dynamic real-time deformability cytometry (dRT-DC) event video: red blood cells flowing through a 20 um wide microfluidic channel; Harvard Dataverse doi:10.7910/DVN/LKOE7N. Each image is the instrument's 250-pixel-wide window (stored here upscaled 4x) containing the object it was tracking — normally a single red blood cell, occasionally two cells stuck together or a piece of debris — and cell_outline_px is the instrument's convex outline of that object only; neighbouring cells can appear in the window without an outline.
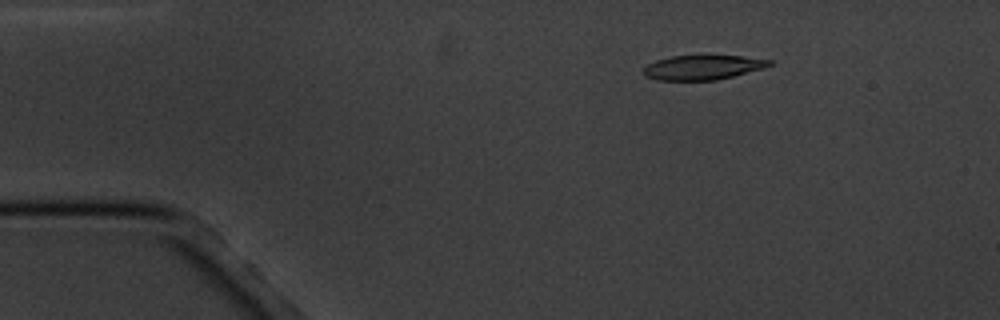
{"species": "common noctule bat (a hibernating species)", "species_latin": "Nyctalus noctula", "temperature_condition": "cold", "stored_images_in_passage": 6, "camera_frame_rate_fps": 3000, "um_per_image_px": 0.085, "animal": {"sex": "male", "body_mass_g": 20.1, "forearm_length_mm": 53.5}, "frame": {"image": 1, "passage_image": 3, "time_ms": 2.333, "image_size_px": [1000, 320], "cell_outline_px": [[772, 64], [764, 68], [716, 80], [656, 80], [644, 76], [644, 68], [648, 64], [656, 60], [672, 56], [700, 52], [740, 56], [772, 60]], "centroid_in_image_um": [59.72, 5.68], "position_along_channel_um": 25.3, "area_um2": 18.79}}
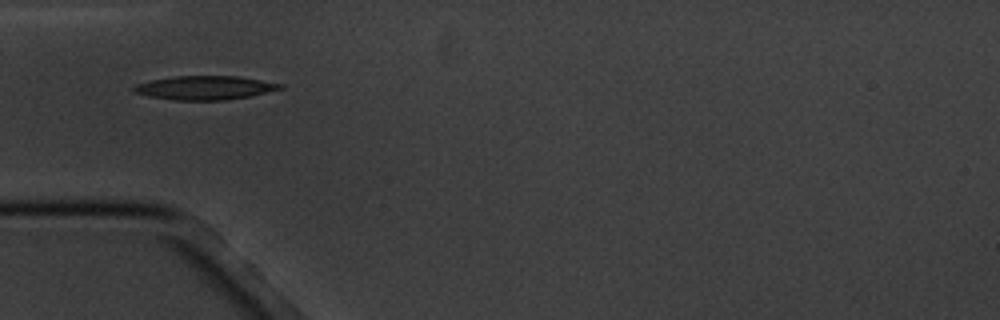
{"frame": {"image": 2, "passage_image": 5, "time_ms": 5.333, "image_size_px": [1000, 320], "cell_outline_px": [[284, 88], [248, 96], [228, 100], [176, 100], [152, 96], [132, 92], [132, 88], [136, 84], [152, 80], [172, 76], [240, 76], [284, 84]], "centroid_in_image_um": [17.43, 7.45], "position_along_channel_um": 67.6, "area_um2": 20.23}}
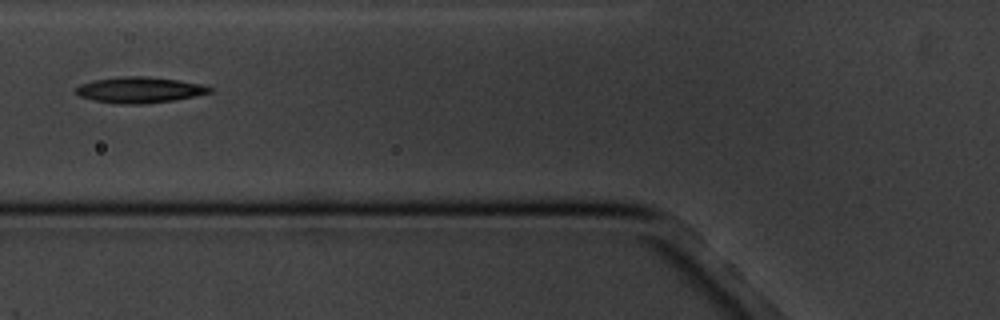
{"frame": {"image": 3, "passage_image": 6, "time_ms": 6.667, "image_size_px": [1000, 320], "cell_outline_px": [[212, 92], [196, 96], [172, 100], [144, 104], [120, 104], [92, 100], [80, 96], [76, 92], [76, 88], [80, 84], [92, 80], [116, 76], [144, 76], [180, 80], [200, 84], [212, 88]], "centroid_in_image_um": [11.84, 7.63], "position_along_channel_um": 114.0, "area_um2": 20.29}}